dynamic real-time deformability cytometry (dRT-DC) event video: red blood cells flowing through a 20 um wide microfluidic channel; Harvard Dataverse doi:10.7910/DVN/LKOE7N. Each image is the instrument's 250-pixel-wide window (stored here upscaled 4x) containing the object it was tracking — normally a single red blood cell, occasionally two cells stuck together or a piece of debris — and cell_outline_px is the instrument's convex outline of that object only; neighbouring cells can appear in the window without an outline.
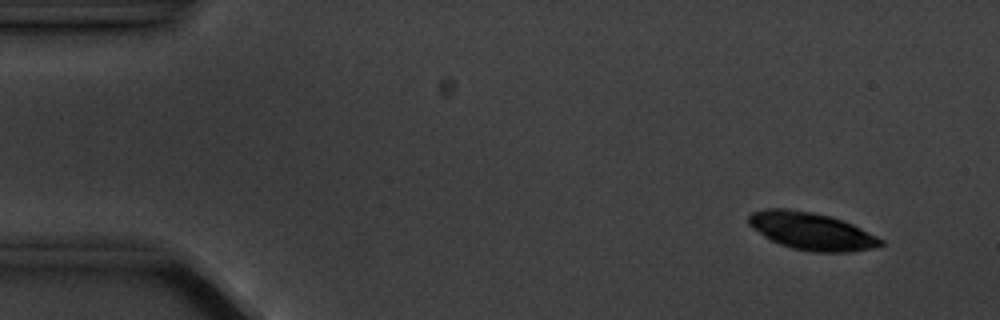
{"species": "common noctule bat (a hibernating species)", "species_latin": "Nyctalus noctula", "temperature_condition": "cold", "stored_images_in_passage": 4, "camera_frame_rate_fps": 3000, "um_per_image_px": 0.085, "animal": {"sex": "male", "body_mass_g": 20.1, "forearm_length_mm": 53.5}, "frame": {"image": 1, "passage_image": 1, "time_ms": 0.0, "image_size_px": [1000, 320], "cell_outline_px": [[884, 244], [872, 248], [848, 252], [812, 252], [792, 248], [780, 244], [764, 236], [752, 228], [748, 224], [748, 216], [752, 212], [768, 208], [788, 208], [812, 212], [828, 216], [852, 224], [884, 240]], "centroid_in_image_um": [68.94, 19.65], "position_along_channel_um": 16.1, "area_um2": 28.61}}
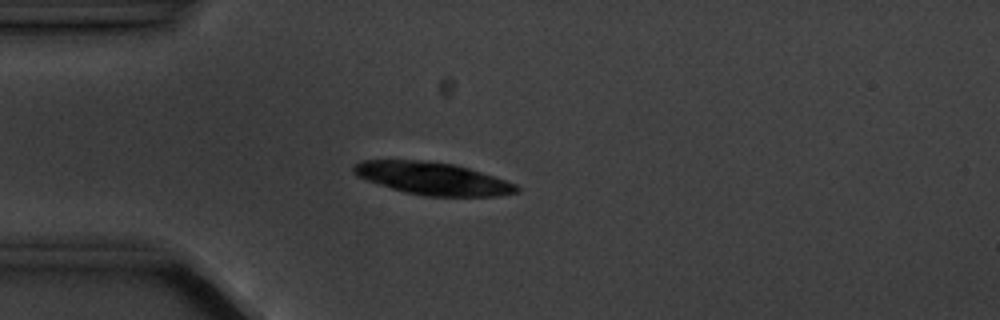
{"frame": {"image": 2, "passage_image": 4, "time_ms": 3.333, "image_size_px": [1000, 320], "cell_outline_px": [[520, 192], [500, 196], [424, 196], [404, 192], [356, 176], [352, 172], [352, 168], [356, 164], [364, 160], [420, 160], [452, 164], [468, 168], [516, 184], [520, 188]], "centroid_in_image_um": [36.79, 15.18], "position_along_channel_um": 48.2, "area_um2": 30.58}}